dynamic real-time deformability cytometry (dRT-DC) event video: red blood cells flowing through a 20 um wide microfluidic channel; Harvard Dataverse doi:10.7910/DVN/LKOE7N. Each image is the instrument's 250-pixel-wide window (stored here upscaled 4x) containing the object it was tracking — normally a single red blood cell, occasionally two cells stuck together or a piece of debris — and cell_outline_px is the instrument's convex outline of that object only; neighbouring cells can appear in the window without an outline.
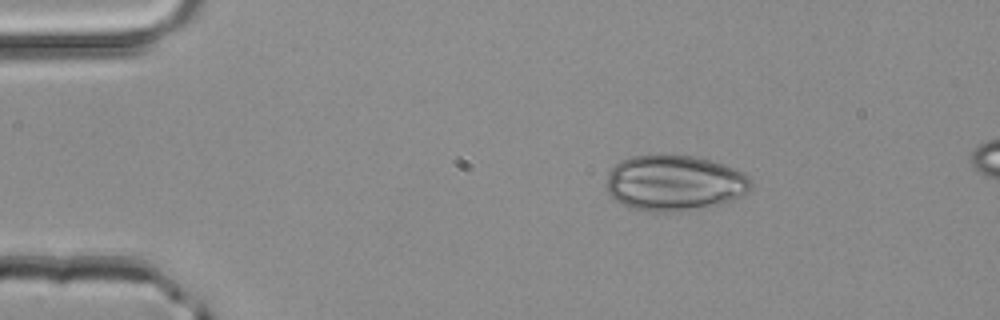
{"species": "common noctule bat (a hibernating species)", "species_latin": "Nyctalus noctula", "temperature_condition": "room temperature", "stored_images_in_passage": 3, "segment_of_instrument_passage": [1, 2], "camera_frame_rate_fps": 3000, "um_per_image_px": 0.085, "animal": {"sex": "male", "body_mass_g": 20.4}, "frame": {"image": 1, "passage_image": 1, "time_ms": 0.0, "image_size_px": [1000, 320], "cell_outline_px": [[752, 184], [748, 192], [744, 196], [732, 200], [684, 212], [652, 212], [628, 208], [612, 200], [604, 184], [608, 172], [620, 160], [632, 156], [656, 152], [664, 152], [696, 156], [712, 160], [736, 168], [744, 172], [752, 180]], "centroid_in_image_um": [57.29, 15.52], "position_along_channel_um": 27.7, "area_um2": 48.73}}